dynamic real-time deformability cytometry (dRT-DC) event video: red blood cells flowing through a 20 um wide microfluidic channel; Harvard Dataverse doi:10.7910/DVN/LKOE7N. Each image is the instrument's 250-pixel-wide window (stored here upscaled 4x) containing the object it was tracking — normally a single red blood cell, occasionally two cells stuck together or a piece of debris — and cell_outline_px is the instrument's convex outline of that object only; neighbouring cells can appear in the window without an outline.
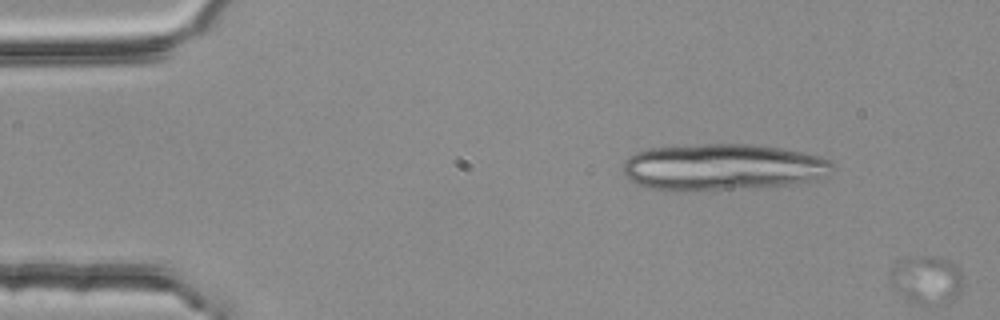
{"species": "common noctule bat (a hibernating species)", "species_latin": "Nyctalus noctula", "temperature_condition": "room temperature", "stored_images_in_passage": 2, "camera_frame_rate_fps": 3000, "um_per_image_px": 0.085, "animal": {"sex": "female", "body_mass_g": 25.1}, "frame": {"image": 1, "passage_image": 1, "time_ms": 0.0, "image_size_px": [1000, 320], "cell_outline_px": [[832, 168], [828, 176], [816, 180], [792, 184], [724, 188], [648, 188], [636, 184], [624, 172], [624, 160], [636, 152], [648, 148], [704, 144], [744, 144], [780, 148], [820, 156], [832, 160]], "centroid_in_image_um": [61.47, 14.16], "position_along_channel_um": 23.5, "area_um2": 55.31}}